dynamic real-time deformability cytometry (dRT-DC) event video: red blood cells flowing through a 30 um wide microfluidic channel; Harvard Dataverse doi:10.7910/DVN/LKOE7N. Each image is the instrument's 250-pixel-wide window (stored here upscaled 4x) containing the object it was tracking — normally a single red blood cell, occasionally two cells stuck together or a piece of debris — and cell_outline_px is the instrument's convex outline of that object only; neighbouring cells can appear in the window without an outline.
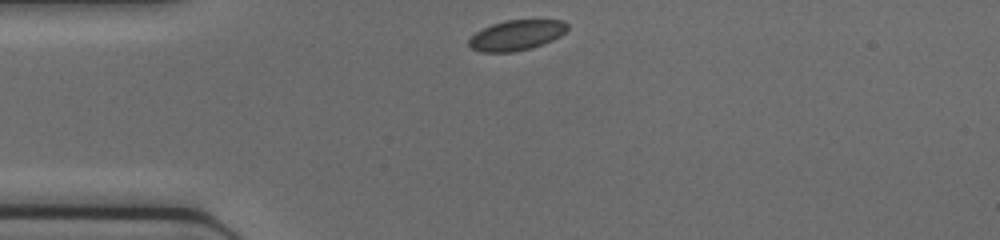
{"species": "common noctule bat (a hibernating species)", "species_latin": "Nyctalus noctula", "temperature_condition": "cold", "stored_images_in_passage": 36, "camera_frame_rate_fps": 3000, "um_per_image_px": 0.085, "animal": {"sex": "female", "body_mass_g": 17.0, "forearm_length_mm": 48.0}, "frame": {"image": 1, "passage_image": 1, "time_ms": 0.0, "image_size_px": [1000, 240], "cell_outline_px": [[568, 28], [560, 36], [544, 44], [532, 48], [512, 52], [480, 52], [472, 48], [468, 44], [468, 40], [476, 32], [492, 24], [504, 20], [564, 20], [568, 24]], "centroid_in_image_um": [43.91, 2.99], "position_along_channel_um": 41.1, "area_um2": 17.4}}
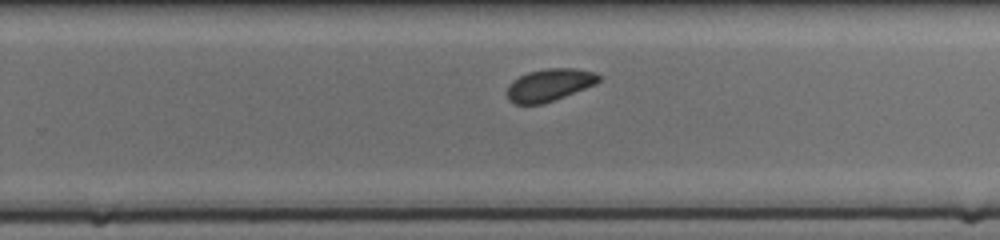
{"frame": {"image": 2, "passage_image": 19, "time_ms": 6.0, "image_size_px": [1000, 240], "cell_outline_px": [[600, 80], [596, 84], [544, 104], [516, 104], [508, 100], [508, 84], [512, 80], [528, 72], [548, 68], [576, 68], [596, 72], [600, 76]], "centroid_in_image_um": [46.71, 7.21], "position_along_channel_um": 283.1, "area_um2": 17.34}}
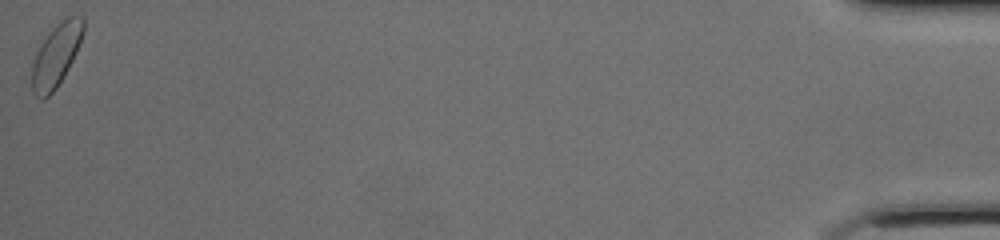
{"frame": {"image": 3, "passage_image": 36, "time_ms": 11.667, "image_size_px": [1000, 240], "cell_outline_px": [[84, 32], [76, 52], [68, 68], [56, 88], [44, 100], [40, 100], [32, 92], [32, 64], [36, 52], [40, 44], [52, 28], [56, 24], [68, 16], [80, 16], [84, 20]], "centroid_in_image_um": [4.75, 4.71], "position_along_channel_um": 430.4, "area_um2": 18.67}}